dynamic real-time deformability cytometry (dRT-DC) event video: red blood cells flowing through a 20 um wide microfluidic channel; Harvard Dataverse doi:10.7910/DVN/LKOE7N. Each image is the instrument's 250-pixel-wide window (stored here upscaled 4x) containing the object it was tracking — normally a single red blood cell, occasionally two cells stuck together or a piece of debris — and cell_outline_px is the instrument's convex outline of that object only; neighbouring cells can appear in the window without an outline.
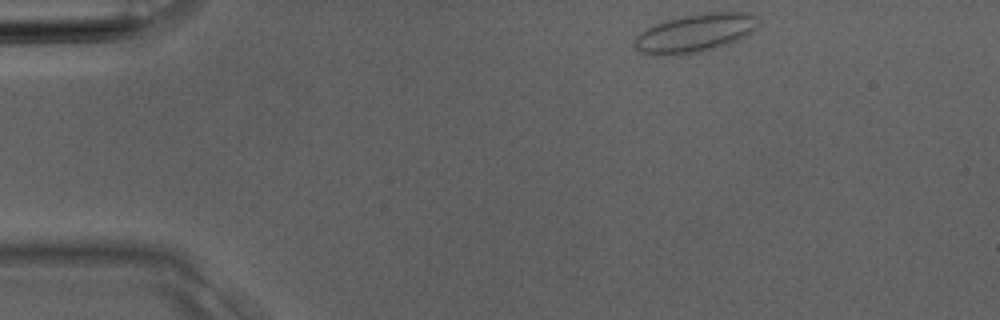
{"species": "Egyptian fruit bat (a non-hibernating species)", "species_latin": "Rousettus aegyptiacus", "temperature_condition": "room temperature", "stored_images_in_passage": 2, "camera_frame_rate_fps": 3000, "um_per_image_px": 0.085, "animal": {"sex": "male"}, "frame": {"image": 1, "passage_image": 1, "time_ms": 0.0, "image_size_px": [1000, 320], "cell_outline_px": [[760, 16], [756, 28], [752, 32], [728, 44], [716, 48], [700, 52], [668, 56], [640, 52], [632, 44], [636, 36], [640, 32], [656, 24], [668, 20], [684, 16], [708, 12], [748, 12]], "centroid_in_image_um": [59.11, 2.81], "position_along_channel_um": 25.9, "area_um2": 27.57}}